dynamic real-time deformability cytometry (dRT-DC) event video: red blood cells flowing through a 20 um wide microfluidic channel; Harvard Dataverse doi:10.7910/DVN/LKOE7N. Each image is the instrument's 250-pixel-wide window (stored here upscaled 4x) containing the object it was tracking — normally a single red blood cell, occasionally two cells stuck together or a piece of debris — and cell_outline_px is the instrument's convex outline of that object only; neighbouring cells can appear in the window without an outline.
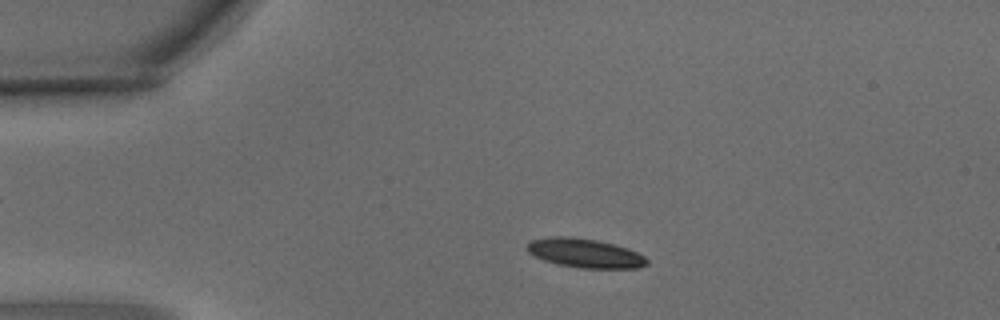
{"species": "common noctule bat (a hibernating species)", "species_latin": "Nyctalus noctula", "temperature_condition": "warm", "stored_images_in_passage": 3, "camera_frame_rate_fps": 3000, "um_per_image_px": 0.085, "animal": {"sex": "male", "body_mass_g": 15.6}, "frame": {"image": 1, "passage_image": 2, "time_ms": 0.333, "image_size_px": [1000, 320], "cell_outline_px": [[648, 264], [640, 268], [580, 268], [556, 264], [544, 260], [528, 252], [528, 244], [532, 240], [548, 236], [568, 236], [596, 240], [628, 248], [644, 256], [648, 260]], "centroid_in_image_um": [49.73, 21.52], "position_along_channel_um": 35.3, "area_um2": 20.23}}